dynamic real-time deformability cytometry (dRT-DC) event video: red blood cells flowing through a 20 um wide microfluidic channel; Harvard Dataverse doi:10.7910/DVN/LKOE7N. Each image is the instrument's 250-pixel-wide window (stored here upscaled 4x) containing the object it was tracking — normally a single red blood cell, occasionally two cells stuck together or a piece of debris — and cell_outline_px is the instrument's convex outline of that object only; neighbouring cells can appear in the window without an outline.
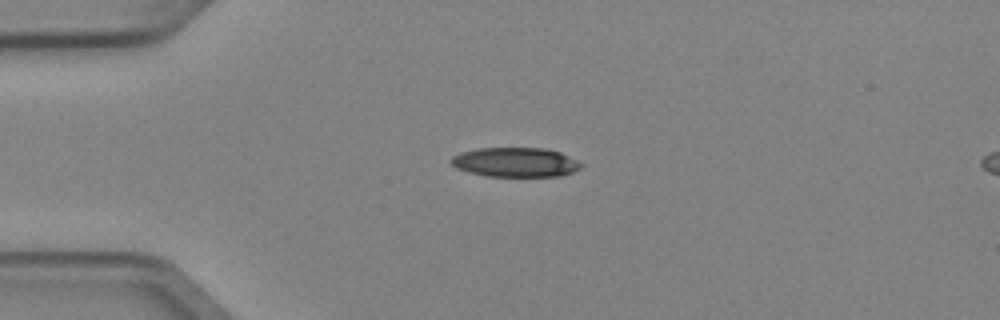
{"species": "Egyptian fruit bat (a non-hibernating species)", "species_latin": "Rousettus aegyptiacus", "temperature_condition": "cold", "stored_images_in_passage": 4, "camera_frame_rate_fps": 3000, "um_per_image_px": 0.085, "animal": {"sex": "female"}, "frame": {"image": 1, "passage_image": 3, "time_ms": 0.667, "image_size_px": [1000, 320], "cell_outline_px": [[584, 164], [580, 168], [572, 172], [560, 176], [488, 176], [468, 172], [456, 168], [448, 160], [452, 156], [460, 152], [476, 148], [544, 148], [560, 152]], "centroid_in_image_um": [43.77, 13.78], "position_along_channel_um": 41.2, "area_um2": 22.37}}